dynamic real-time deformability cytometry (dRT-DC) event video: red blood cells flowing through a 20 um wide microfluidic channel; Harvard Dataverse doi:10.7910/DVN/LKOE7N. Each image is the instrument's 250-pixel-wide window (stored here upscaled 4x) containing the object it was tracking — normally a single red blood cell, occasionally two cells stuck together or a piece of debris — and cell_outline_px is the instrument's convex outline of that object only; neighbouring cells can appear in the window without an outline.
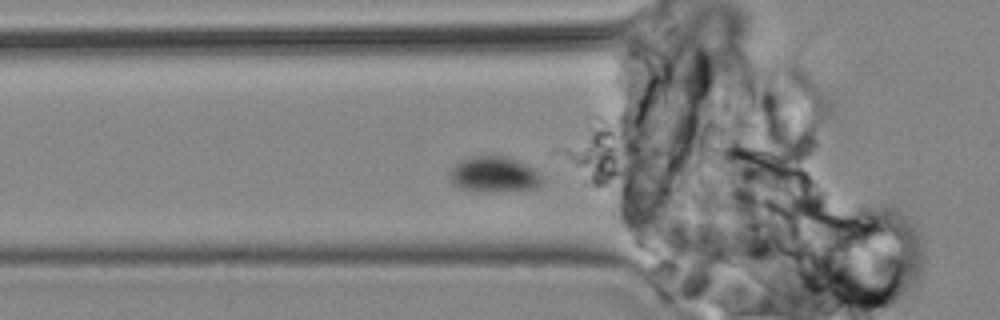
{"species": "common noctule bat (a hibernating species)", "species_latin": "Nyctalus noctula", "temperature_condition": "cold", "stored_images_in_passage": 18, "camera_frame_rate_fps": 3000, "um_per_image_px": 0.085, "animal": {"sex": "male", "body_mass_g": 19.2, "forearm_length_mm": 51.8}, "frame": {"image": 1, "passage_image": 2, "time_ms": 1.333, "image_size_px": [1000, 320], "cell_outline_px": [[540, 184], [536, 188], [488, 192], [472, 192], [460, 188], [452, 184], [448, 180], [448, 172], [456, 164], [464, 160], [476, 156], [508, 156], [532, 168], [540, 176]], "centroid_in_image_um": [41.91, 14.85], "position_along_channel_um": 83.9, "area_um2": 19.07}}
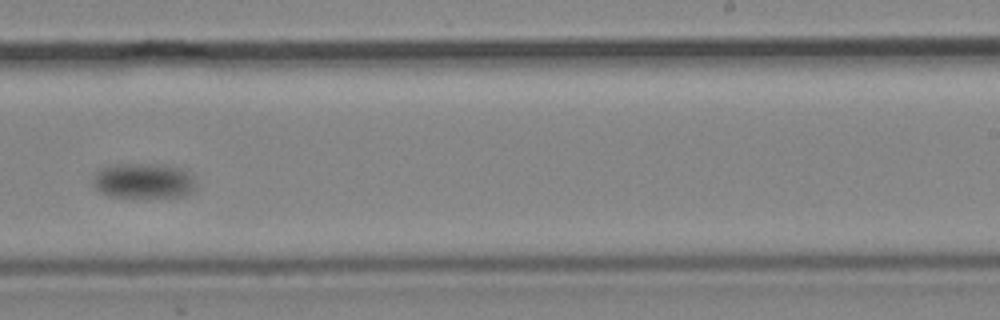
{"frame": {"image": 2, "passage_image": 9, "time_ms": 10.333, "image_size_px": [1000, 320], "cell_outline_px": [[192, 192], [184, 196], [108, 196], [100, 192], [92, 184], [92, 176], [100, 168], [108, 164], [168, 164], [184, 168], [192, 172]], "centroid_in_image_um": [12.16, 15.32], "position_along_channel_um": 276.8, "area_um2": 21.27}}
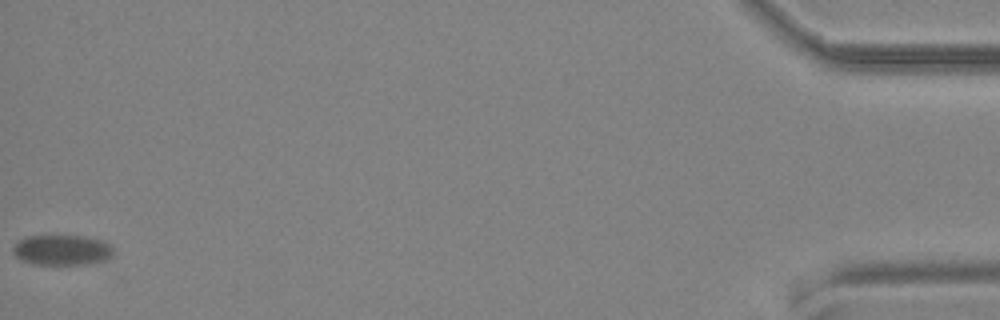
{"frame": {"image": 3, "passage_image": 18, "time_ms": 21.667, "image_size_px": [1000, 320], "cell_outline_px": [[112, 256], [96, 264], [32, 264], [20, 260], [12, 252], [12, 248], [20, 240], [28, 236], [88, 236], [104, 240], [112, 248]], "centroid_in_image_um": [5.29, 21.26], "position_along_channel_um": 429.9, "area_um2": 17.86}}